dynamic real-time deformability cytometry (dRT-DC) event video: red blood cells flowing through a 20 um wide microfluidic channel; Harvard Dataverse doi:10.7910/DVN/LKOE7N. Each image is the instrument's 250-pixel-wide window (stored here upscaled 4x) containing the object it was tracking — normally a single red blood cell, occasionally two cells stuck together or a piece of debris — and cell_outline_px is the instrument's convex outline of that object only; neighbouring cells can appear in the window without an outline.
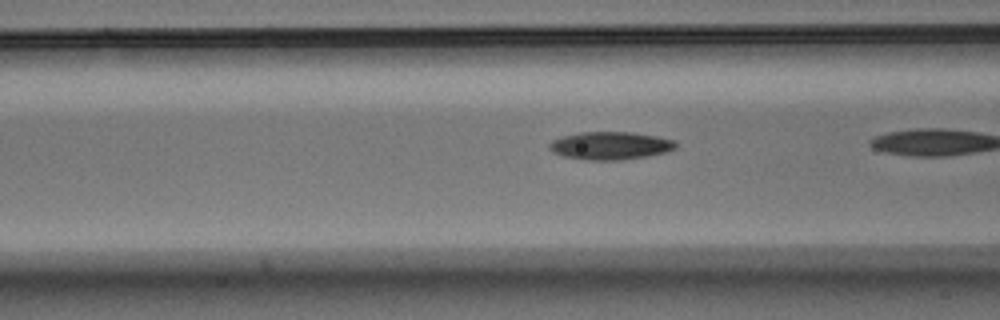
{"species": "Egyptian fruit bat (a non-hibernating species)", "species_latin": "Rousettus aegyptiacus", "temperature_condition": "warm", "stored_images_in_passage": 19, "camera_frame_rate_fps": 3000, "um_per_image_px": 0.085, "animal": {"sex": "male"}, "frame": {"image": 1, "passage_image": 17, "time_ms": 5.333, "image_size_px": [1000, 320], "cell_outline_px": [[676, 148], [668, 152], [648, 156], [624, 160], [588, 160], [564, 156], [552, 152], [548, 148], [548, 144], [552, 140], [564, 136], [580, 132], [632, 132], [656, 136], [676, 140]], "centroid_in_image_um": [51.9, 12.38], "position_along_channel_um": 114.7, "area_um2": 20.69}}